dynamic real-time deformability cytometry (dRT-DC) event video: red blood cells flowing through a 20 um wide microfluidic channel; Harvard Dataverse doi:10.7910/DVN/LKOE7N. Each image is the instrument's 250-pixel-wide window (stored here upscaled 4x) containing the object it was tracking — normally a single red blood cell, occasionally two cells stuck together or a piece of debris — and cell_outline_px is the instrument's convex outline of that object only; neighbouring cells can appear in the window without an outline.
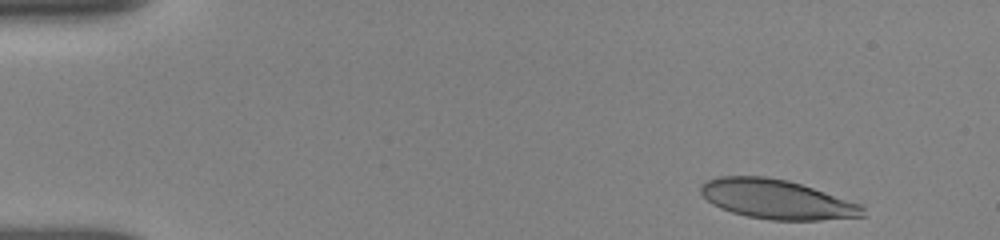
{"species": "human", "species_latin": "Homo sapiens", "temperature_condition": "room temperature", "stored_images_in_passage": 14, "camera_frame_rate_fps": 3000, "um_per_image_px": 0.085, "donor": {"sex": "female"}, "frame": {"image": 1, "passage_image": 1, "time_ms": 0.0, "image_size_px": [1000, 240], "cell_outline_px": [[868, 216], [820, 220], [772, 220], [748, 216], [732, 212], [720, 208], [712, 204], [700, 192], [700, 184], [708, 180], [720, 176], [768, 176], [788, 180], [860, 204], [864, 208]], "centroid_in_image_um": [66.02, 16.94], "position_along_channel_um": 19.0, "area_um2": 37.05}}
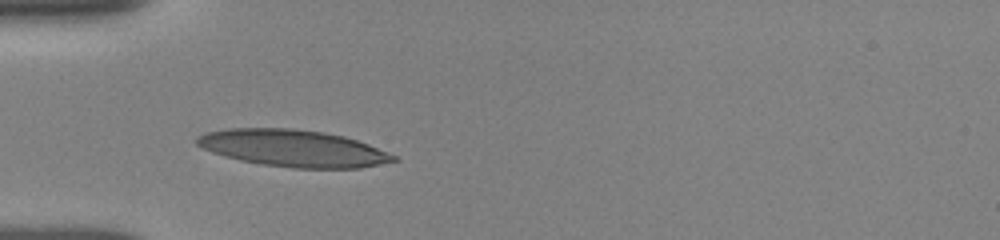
{"frame": {"image": 2, "passage_image": 8, "time_ms": 3.667, "image_size_px": [1000, 240], "cell_outline_px": [[400, 160], [360, 168], [292, 168], [260, 164], [240, 160], [224, 156], [212, 152], [196, 144], [196, 136], [204, 132], [228, 128], [292, 128], [324, 132], [344, 136], [368, 144], [388, 152], [396, 156]], "centroid_in_image_um": [24.9, 12.6], "position_along_channel_um": 60.1, "area_um2": 42.43}}
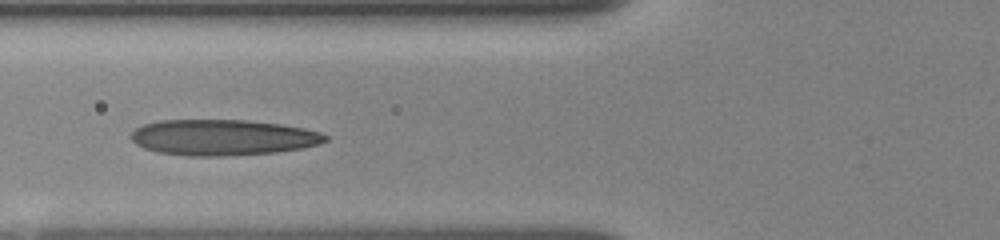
{"frame": {"image": 3, "passage_image": 12, "time_ms": 5.0, "image_size_px": [1000, 240], "cell_outline_px": [[328, 140], [320, 144], [304, 148], [276, 152], [220, 156], [188, 156], [156, 152], [144, 148], [136, 144], [128, 136], [136, 128], [144, 124], [156, 120], [248, 120], [280, 124], [304, 128], [320, 132], [328, 136]], "centroid_in_image_um": [18.93, 11.68], "position_along_channel_um": 106.9, "area_um2": 40.86}}